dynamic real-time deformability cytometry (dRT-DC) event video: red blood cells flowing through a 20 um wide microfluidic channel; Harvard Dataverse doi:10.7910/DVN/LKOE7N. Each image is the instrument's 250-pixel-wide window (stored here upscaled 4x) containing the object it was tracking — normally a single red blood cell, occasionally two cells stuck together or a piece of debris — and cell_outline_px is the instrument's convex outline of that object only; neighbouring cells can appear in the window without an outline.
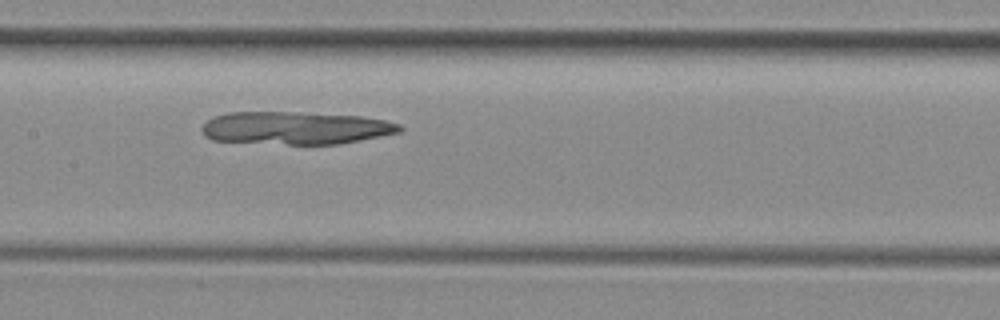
{"species": "common noctule bat (a hibernating species)", "species_latin": "Nyctalus noctula", "temperature_condition": "room temperature", "stored_images_in_passage": 25, "camera_frame_rate_fps": 3000, "um_per_image_px": 0.085, "animal": {"sex": "female", "body_mass_g": 29.2, "forearm_length_mm": 56.3}, "frame": {"image": 1, "passage_image": 10, "time_ms": 3.0, "image_size_px": [1000, 320], "cell_outline_px": [[404, 128], [400, 132], [340, 144], [288, 144], [212, 140], [204, 136], [200, 128], [212, 116], [228, 112], [296, 112], [360, 116], [384, 120], [400, 124]], "centroid_in_image_um": [25.1, 10.87], "position_along_channel_um": 182.3, "area_um2": 37.74}}
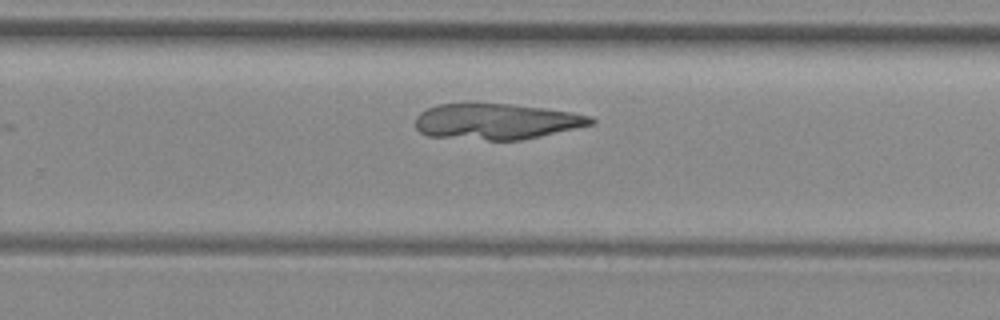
{"frame": {"image": 2, "passage_image": 18, "time_ms": 5.667, "image_size_px": [1000, 320], "cell_outline_px": [[596, 124], [540, 136], [520, 140], [488, 140], [428, 136], [420, 132], [416, 128], [416, 116], [420, 112], [436, 104], [508, 104], [544, 108], [572, 112], [592, 116], [596, 120]], "centroid_in_image_um": [42.22, 10.33], "position_along_channel_um": 287.6, "area_um2": 36.65}}
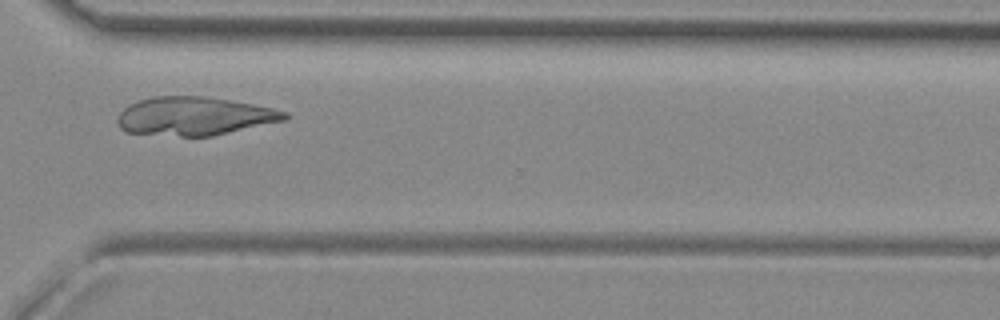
{"frame": {"image": 3, "passage_image": 23, "time_ms": 7.333, "image_size_px": [1000, 320], "cell_outline_px": [[288, 120], [212, 136], [180, 136], [124, 132], [120, 128], [116, 120], [120, 112], [128, 104], [140, 100], [156, 96], [204, 96], [252, 104], [272, 108], [288, 112]], "centroid_in_image_um": [16.52, 9.88], "position_along_channel_um": 354.1, "area_um2": 37.51}}